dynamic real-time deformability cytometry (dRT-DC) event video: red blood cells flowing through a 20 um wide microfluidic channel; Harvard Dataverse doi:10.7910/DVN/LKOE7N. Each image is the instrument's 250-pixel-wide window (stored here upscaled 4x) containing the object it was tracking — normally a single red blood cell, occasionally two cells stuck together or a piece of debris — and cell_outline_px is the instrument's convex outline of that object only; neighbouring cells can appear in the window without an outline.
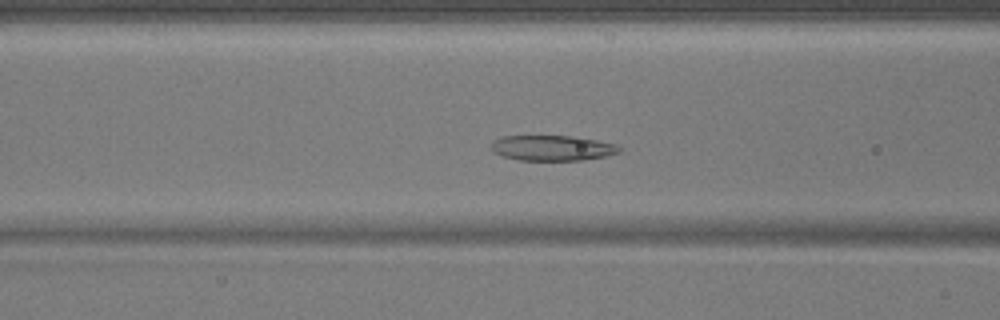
{"species": "common noctule bat (a hibernating species)", "species_latin": "Nyctalus noctula", "temperature_condition": "warm", "stored_images_in_passage": 44, "camera_frame_rate_fps": 3000, "um_per_image_px": 0.085, "animal": {"sex": "male", "body_mass_g": 17.9}, "frame": {"image": 1, "passage_image": 13, "time_ms": 4.0, "image_size_px": [1000, 320], "cell_outline_px": [[620, 152], [604, 156], [584, 160], [520, 160], [504, 156], [492, 152], [492, 144], [500, 136], [572, 136], [596, 140], [616, 144], [620, 148]], "centroid_in_image_um": [46.95, 12.58], "position_along_channel_um": 119.7, "area_um2": 18.73}}
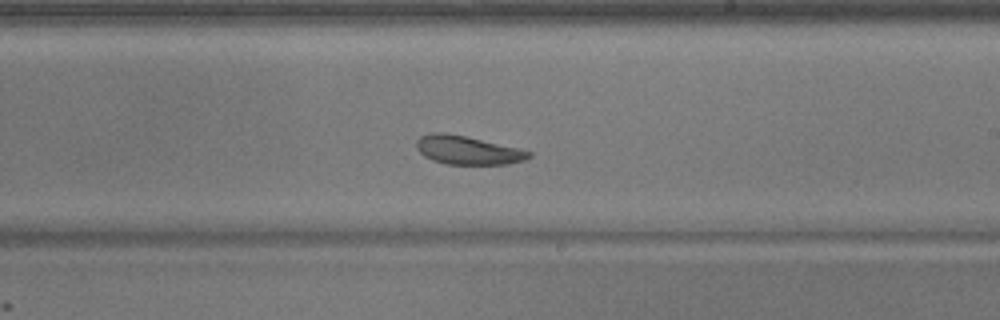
{"frame": {"image": 2, "passage_image": 23, "time_ms": 7.333, "image_size_px": [1000, 320], "cell_outline_px": [[532, 156], [524, 160], [508, 164], [448, 164], [432, 160], [424, 156], [416, 148], [416, 140], [420, 136], [432, 132], [444, 132], [464, 136], [520, 148], [532, 152]], "centroid_in_image_um": [39.74, 12.76], "position_along_channel_um": 249.3, "area_um2": 18.73}}
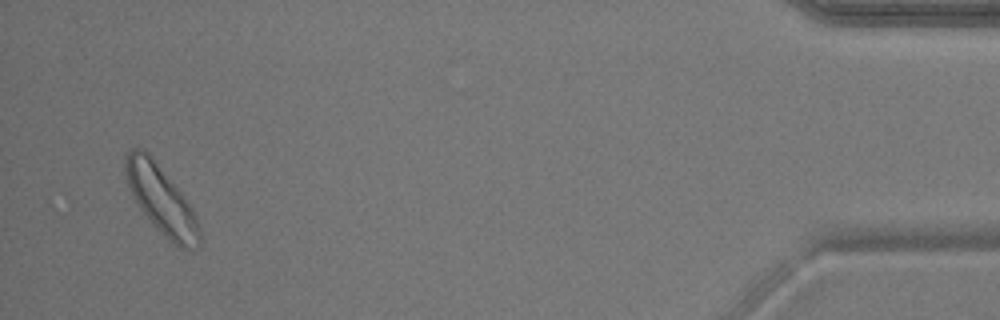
{"frame": {"image": 3, "passage_image": 42, "time_ms": 13.667, "image_size_px": [1000, 320], "cell_outline_px": [[200, 244], [188, 248], [180, 248], [156, 228], [152, 224], [140, 208], [128, 188], [124, 172], [124, 156], [132, 148], [140, 148], [148, 152], [176, 188], [188, 204], [196, 216], [200, 228]], "centroid_in_image_um": [13.65, 16.95], "position_along_channel_um": 421.6, "area_um2": 28.61}}